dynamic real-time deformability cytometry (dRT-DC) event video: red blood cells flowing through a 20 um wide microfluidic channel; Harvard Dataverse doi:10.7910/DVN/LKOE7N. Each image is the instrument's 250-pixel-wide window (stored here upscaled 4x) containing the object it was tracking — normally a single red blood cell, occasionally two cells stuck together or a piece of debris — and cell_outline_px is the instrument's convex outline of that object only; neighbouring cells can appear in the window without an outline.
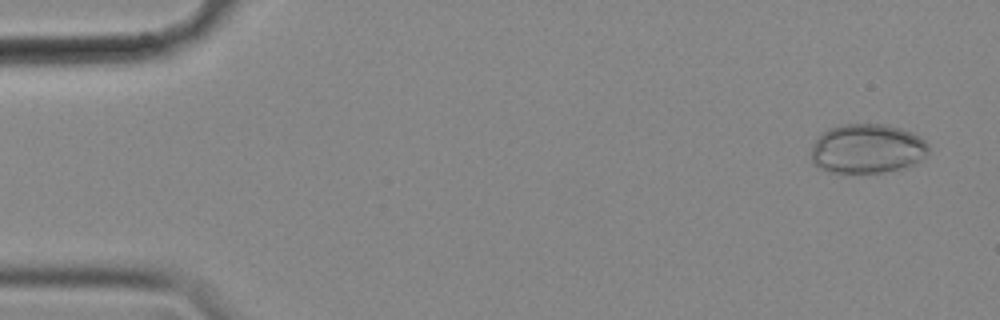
{"species": "common noctule bat (a hibernating species)", "species_latin": "Nyctalus noctula", "temperature_condition": "cold", "stored_images_in_passage": 56, "camera_frame_rate_fps": 3000, "um_per_image_px": 0.085, "animal": {"sex": "female", "body_mass_g": 18.4}, "frame": {"image": 1, "passage_image": 3, "time_ms": 0.667, "image_size_px": [1000, 320], "cell_outline_px": [[928, 152], [924, 156], [912, 164], [900, 168], [880, 172], [828, 172], [816, 168], [812, 164], [812, 148], [816, 140], [828, 128], [844, 124], [888, 124], [912, 132], [920, 136], [928, 144]], "centroid_in_image_um": [73.69, 12.63], "position_along_channel_um": 11.3, "area_um2": 33.64}}
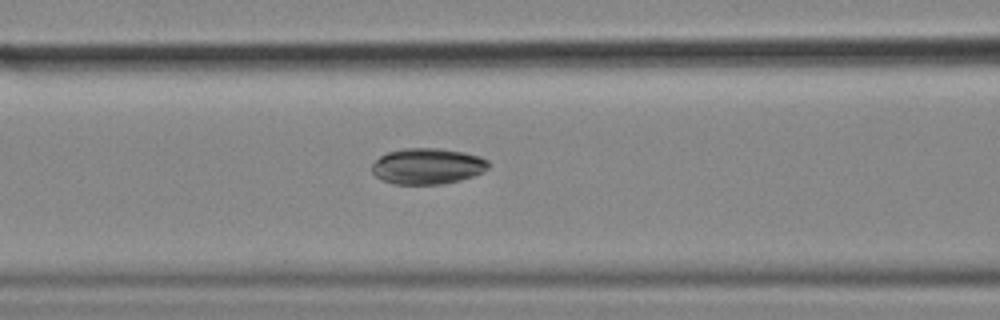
{"frame": {"image": 2, "passage_image": 23, "time_ms": 7.333, "image_size_px": [1000, 320], "cell_outline_px": [[488, 168], [472, 176], [460, 180], [444, 184], [396, 184], [384, 180], [376, 176], [372, 172], [372, 164], [380, 156], [388, 152], [404, 148], [436, 148], [464, 152], [480, 156], [488, 160]], "centroid_in_image_um": [36.33, 14.12], "position_along_channel_um": 130.3, "area_um2": 24.28}}
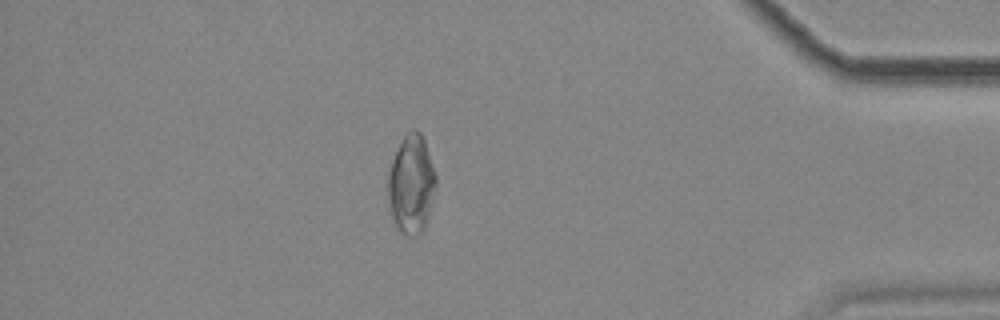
{"frame": {"image": 3, "passage_image": 49, "time_ms": 16.0, "image_size_px": [1000, 320], "cell_outline_px": [[436, 184], [428, 216], [424, 228], [416, 236], [404, 236], [396, 228], [392, 216], [388, 196], [388, 176], [392, 160], [404, 136], [412, 128], [416, 128], [420, 132], [424, 140], [436, 176]], "centroid_in_image_um": [34.96, 15.69], "position_along_channel_um": 400.2, "area_um2": 27.22}, "authors_computed_cell_mechanics": {"area_um2": 25.8655, "velocity_mm_per_s": 3.565, "shape_relaxation_time_tau1_ms": null, "shape_relaxation_time_tau2_ms": 4.5538, "deformation_change_tau1": null, "deformation_change_tau2": 0.0492}}